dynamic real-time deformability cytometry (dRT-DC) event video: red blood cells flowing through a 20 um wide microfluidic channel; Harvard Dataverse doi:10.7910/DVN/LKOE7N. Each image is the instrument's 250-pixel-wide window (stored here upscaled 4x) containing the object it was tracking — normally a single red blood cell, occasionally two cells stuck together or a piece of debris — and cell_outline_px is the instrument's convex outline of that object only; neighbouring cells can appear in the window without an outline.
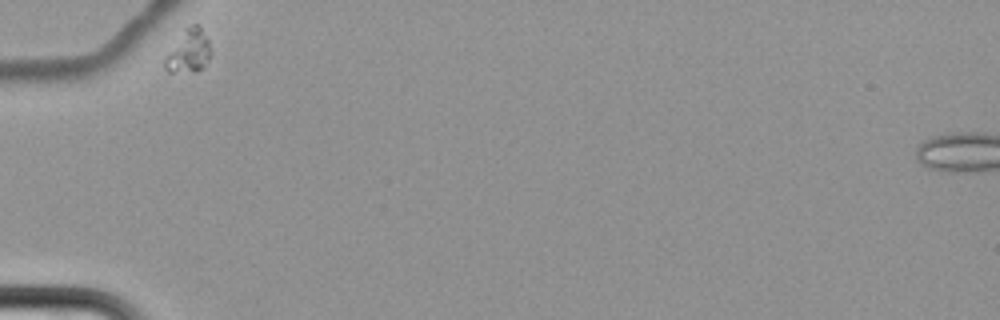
{"species": "common noctule bat (a hibernating species)", "species_latin": "Nyctalus noctula", "temperature_condition": "cold", "stored_images_in_passage": 7, "camera_frame_rate_fps": 3000, "um_per_image_px": 0.085, "animal": {"sex": "female", "body_mass_g": 22.7, "forearm_length_mm": 54.2}, "frame": {"image": 1, "passage_image": 1, "time_ms": 0.0, "image_size_px": [1000, 320], "cell_outline_px": [[212, 52], [204, 68], [196, 72], [168, 72], [164, 68], [164, 56], [184, 28], [188, 24], [200, 24], [208, 40]], "centroid_in_image_um": [16.03, 4.34], "position_along_channel_um": 69.0, "area_um2": 12.02}}